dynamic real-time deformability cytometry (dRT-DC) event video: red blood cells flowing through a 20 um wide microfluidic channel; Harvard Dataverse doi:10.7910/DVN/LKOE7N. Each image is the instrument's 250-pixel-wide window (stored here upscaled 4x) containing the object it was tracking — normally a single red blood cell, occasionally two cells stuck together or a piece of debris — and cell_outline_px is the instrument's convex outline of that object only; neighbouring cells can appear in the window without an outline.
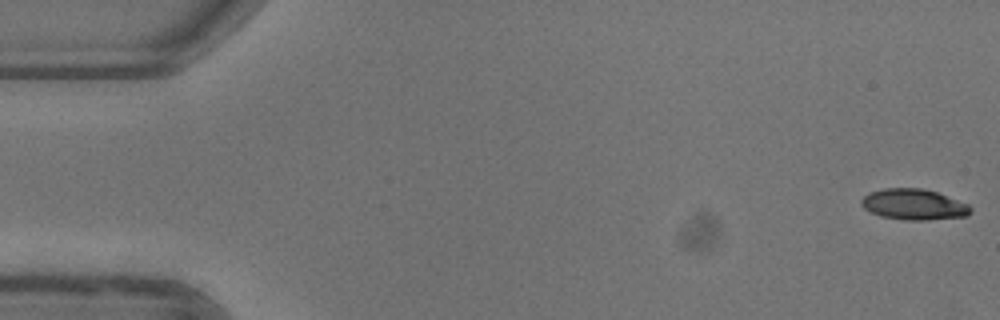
{"species": "common noctule bat (a hibernating species)", "species_latin": "Nyctalus noctula", "temperature_condition": "warm", "stored_images_in_passage": 52, "camera_frame_rate_fps": 3000, "um_per_image_px": 0.085, "animal": {"sex": "female"}, "frame": {"image": 1, "passage_image": 1, "time_ms": 0.0, "image_size_px": [1000, 320], "cell_outline_px": [[972, 212], [968, 216], [928, 220], [904, 220], [880, 216], [864, 208], [860, 204], [860, 200], [868, 192], [884, 188], [920, 188], [936, 192], [968, 204], [972, 208]], "centroid_in_image_um": [77.66, 17.38], "position_along_channel_um": 7.3, "area_um2": 19.71}}
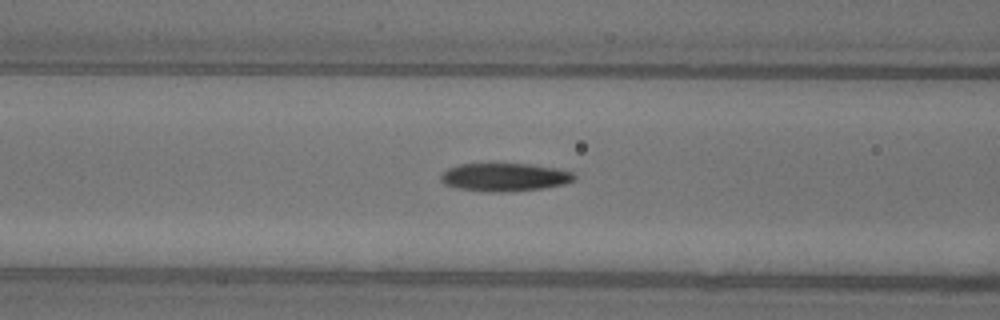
{"frame": {"image": 2, "passage_image": 21, "time_ms": 6.667, "image_size_px": [1000, 320], "cell_outline_px": [[576, 180], [564, 184], [544, 188], [504, 192], [488, 192], [456, 188], [444, 184], [440, 180], [440, 176], [448, 168], [460, 164], [528, 164], [560, 168], [572, 172], [576, 176]], "centroid_in_image_um": [42.92, 15.06], "position_along_channel_um": 123.7, "area_um2": 22.02}}
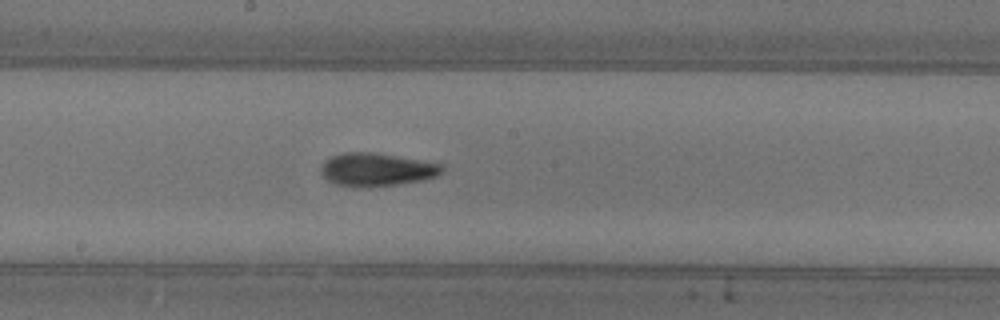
{"frame": {"image": 3, "passage_image": 28, "time_ms": 9.0, "image_size_px": [1000, 320], "cell_outline_px": [[444, 172], [436, 176], [424, 180], [368, 188], [336, 184], [328, 180], [320, 172], [320, 168], [332, 156], [344, 152], [372, 152], [440, 164], [444, 168]], "centroid_in_image_um": [32.02, 14.43], "position_along_channel_um": 216.2, "area_um2": 23.06}, "authors_computed_cell_mechanics": {"area_um2": 21.2126, "velocity_mm_per_s": 3.9602, "shape_relaxation_time_tau1_ms": 5.1171, "shape_relaxation_time_tau2_ms": 3.3237, "deformation_change_tau1": 0.2084, "deformation_change_tau2": 0.114}}